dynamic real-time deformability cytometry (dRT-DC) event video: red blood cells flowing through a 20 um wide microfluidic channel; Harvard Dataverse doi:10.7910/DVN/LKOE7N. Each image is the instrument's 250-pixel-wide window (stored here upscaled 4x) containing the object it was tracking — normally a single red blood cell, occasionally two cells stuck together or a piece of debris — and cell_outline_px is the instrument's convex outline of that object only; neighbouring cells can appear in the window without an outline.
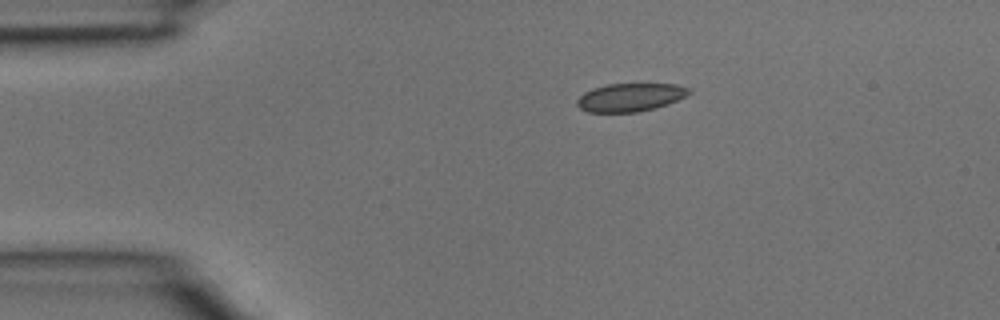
{"species": "common noctule bat (a hibernating species)", "species_latin": "Nyctalus noctula", "temperature_condition": "room temperature", "stored_images_in_passage": 4, "camera_frame_rate_fps": 3000, "um_per_image_px": 0.085, "animal": {"sex": "male", "body_mass_g": 15.6}, "frame": {"image": 1, "passage_image": 4, "time_ms": 1.0, "image_size_px": [1000, 320], "cell_outline_px": [[692, 92], [668, 104], [656, 108], [636, 112], [588, 112], [580, 108], [576, 104], [576, 100], [584, 92], [592, 88], [608, 84], [676, 84], [688, 88]], "centroid_in_image_um": [53.54, 8.27], "position_along_channel_um": 31.5, "area_um2": 18.32}}